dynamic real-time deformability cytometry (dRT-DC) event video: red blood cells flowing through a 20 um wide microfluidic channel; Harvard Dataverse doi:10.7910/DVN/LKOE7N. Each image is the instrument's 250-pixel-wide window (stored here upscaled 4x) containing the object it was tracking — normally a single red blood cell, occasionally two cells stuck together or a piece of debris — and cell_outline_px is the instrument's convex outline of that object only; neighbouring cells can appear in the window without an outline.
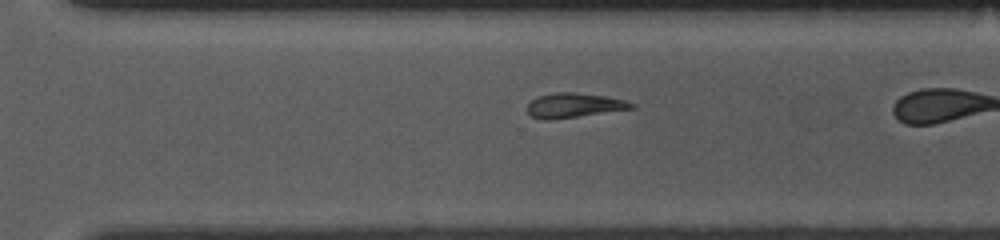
{"species": "common noctule bat (a hibernating species)", "species_latin": "Nyctalus noctula", "temperature_condition": "room temperature", "stored_images_in_passage": 26, "camera_frame_rate_fps": 3000, "um_per_image_px": 0.085, "animal": {"sex": "female", "body_mass_g": 10.0, "forearm_length_mm": 53.1}, "frame": {"image": 1, "passage_image": 22, "time_ms": 7.0, "image_size_px": [1000, 240], "cell_outline_px": [[636, 108], [548, 120], [544, 120], [532, 116], [528, 112], [528, 104], [536, 96], [556, 92], [572, 92], [604, 96], [624, 100], [636, 104]], "centroid_in_image_um": [48.79, 8.95], "position_along_channel_um": 321.8, "area_um2": 14.74}}